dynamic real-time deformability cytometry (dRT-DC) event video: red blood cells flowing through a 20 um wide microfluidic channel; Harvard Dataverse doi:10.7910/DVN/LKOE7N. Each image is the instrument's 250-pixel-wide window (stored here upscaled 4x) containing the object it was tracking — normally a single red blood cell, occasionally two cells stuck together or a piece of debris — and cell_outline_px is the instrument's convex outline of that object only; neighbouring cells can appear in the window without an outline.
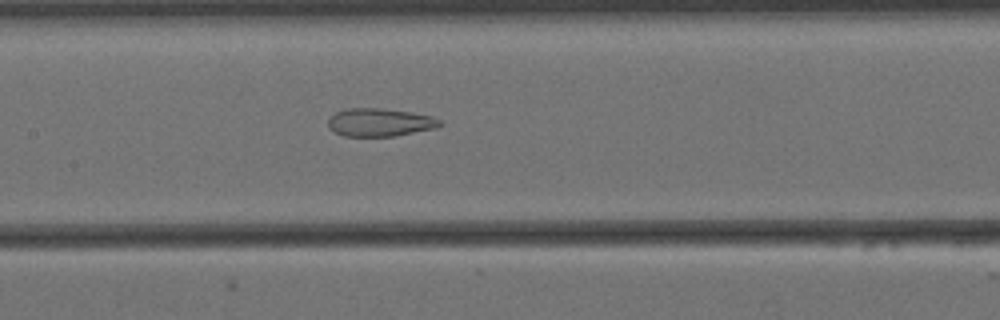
{"species": "Egyptian fruit bat (a non-hibernating species)", "species_latin": "Rousettus aegyptiacus", "temperature_condition": "cold", "stored_images_in_passage": 57, "camera_frame_rate_fps": 3000, "um_per_image_px": 0.085, "animal": {"sex": "female"}, "frame": {"image": 1, "passage_image": 26, "time_ms": 8.333, "image_size_px": [1000, 320], "cell_outline_px": [[440, 124], [436, 128], [392, 136], [344, 136], [332, 132], [328, 128], [328, 120], [336, 112], [344, 108], [380, 108], [412, 112], [432, 116], [440, 120]], "centroid_in_image_um": [32.23, 10.39], "position_along_channel_um": 175.2, "area_um2": 18.26}}
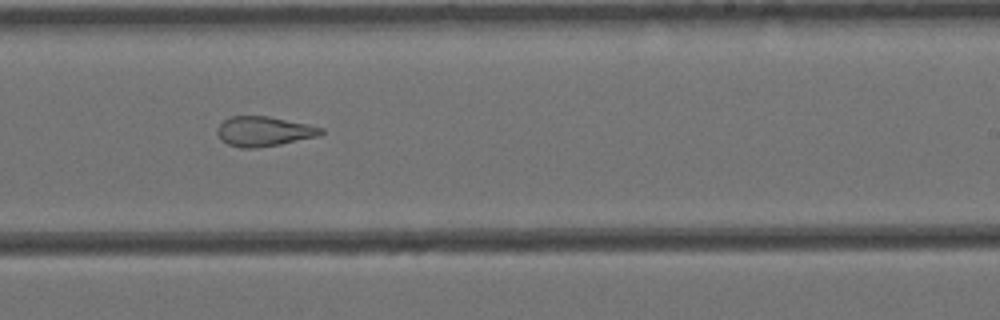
{"frame": {"image": 2, "passage_image": 34, "time_ms": 11.0, "image_size_px": [1000, 320], "cell_outline_px": [[324, 132], [320, 136], [280, 144], [256, 148], [240, 148], [228, 144], [220, 140], [216, 132], [216, 128], [224, 120], [232, 116], [268, 116], [308, 124], [324, 128]], "centroid_in_image_um": [22.43, 11.17], "position_along_channel_um": 266.6, "area_um2": 18.15}}
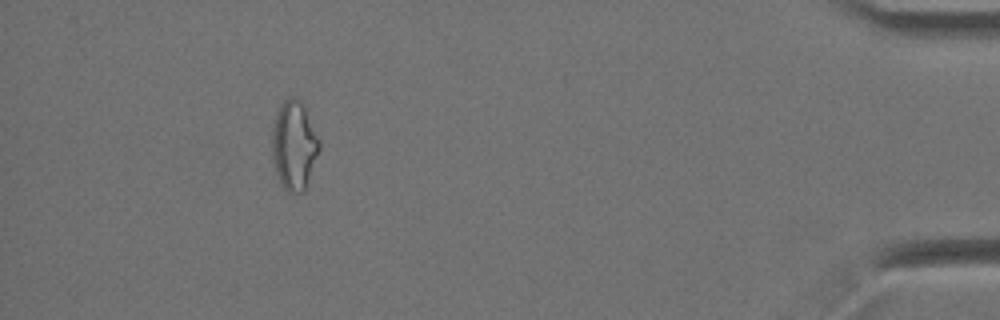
{"frame": {"image": 3, "passage_image": 52, "time_ms": 17.0, "image_size_px": [1000, 320], "cell_outline_px": [[320, 148], [304, 192], [288, 192], [280, 184], [276, 172], [272, 156], [272, 128], [280, 104], [288, 96], [296, 96], [300, 100], [320, 140]], "centroid_in_image_um": [24.98, 12.35], "position_along_channel_um": 410.2, "area_um2": 24.39}, "authors_computed_cell_mechanics": {"area_um2": 23.12, "velocity_mm_per_s": 3.4567, "shape_relaxation_time_tau1_ms": null, "shape_relaxation_time_tau2_ms": 2.6755, "deformation_change_tau1": null, "deformation_change_tau2": 0.1184}}